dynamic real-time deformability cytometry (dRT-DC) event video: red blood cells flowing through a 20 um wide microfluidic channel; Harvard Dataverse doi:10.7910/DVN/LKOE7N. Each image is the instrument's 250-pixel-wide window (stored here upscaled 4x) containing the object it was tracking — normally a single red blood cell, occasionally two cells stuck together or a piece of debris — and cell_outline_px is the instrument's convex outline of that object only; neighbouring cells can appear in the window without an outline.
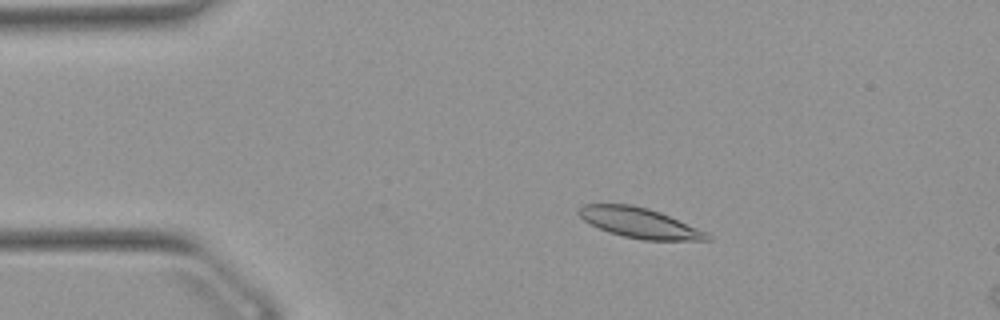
{"species": "Egyptian fruit bat (a non-hibernating species)", "species_latin": "Rousettus aegyptiacus", "temperature_condition": "warm", "stored_images_in_passage": 5, "camera_frame_rate_fps": 3000, "um_per_image_px": 0.085, "animal": {"sex": "female"}, "frame": {"image": 1, "passage_image": 3, "time_ms": 0.667, "image_size_px": [1000, 320], "cell_outline_px": [[712, 240], [644, 240], [624, 236], [608, 232], [584, 220], [576, 212], [584, 204], [632, 204], [648, 208], [660, 212], [696, 228], [712, 236]], "centroid_in_image_um": [54.33, 18.94], "position_along_channel_um": 30.7, "area_um2": 22.2}}